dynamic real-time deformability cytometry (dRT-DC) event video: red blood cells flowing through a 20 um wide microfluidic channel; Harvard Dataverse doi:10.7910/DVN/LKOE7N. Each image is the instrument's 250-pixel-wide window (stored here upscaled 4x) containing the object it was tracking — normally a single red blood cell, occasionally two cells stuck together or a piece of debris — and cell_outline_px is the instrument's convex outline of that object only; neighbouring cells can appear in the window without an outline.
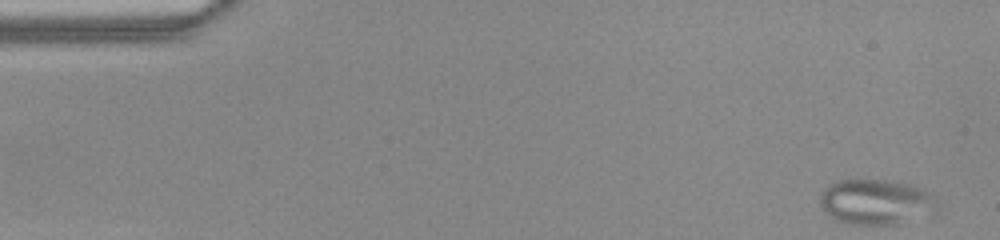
{"species": "common noctule bat (a hibernating species)", "species_latin": "Nyctalus noctula", "temperature_condition": "warm", "stored_images_in_passage": 49, "camera_frame_rate_fps": 3000, "um_per_image_px": 0.085, "animal": {"sex": "female", "body_mass_g": 22.0, "forearm_length_mm": 56.7}, "frame": {"image": 1, "passage_image": 1, "time_ms": 0.0, "image_size_px": [1000, 240], "cell_outline_px": [[940, 204], [936, 212], [896, 224], [852, 224], [832, 220], [820, 208], [820, 192], [828, 184], [836, 180], [888, 180], [908, 184], [924, 188], [932, 192], [936, 196]], "centroid_in_image_um": [74.47, 17.16], "position_along_channel_um": 10.5, "area_um2": 31.67}}
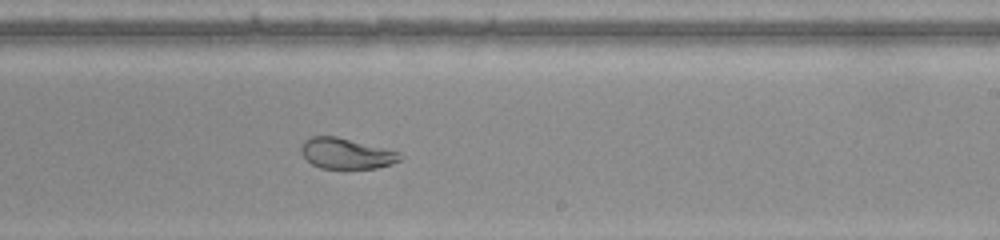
{"frame": {"image": 2, "passage_image": 29, "time_ms": 9.333, "image_size_px": [1000, 240], "cell_outline_px": [[404, 156], [400, 160], [392, 164], [376, 168], [320, 168], [312, 164], [300, 152], [300, 148], [304, 140], [312, 136], [336, 136], [400, 152]], "centroid_in_image_um": [29.44, 13.04], "position_along_channel_um": 259.6, "area_um2": 17.63}}
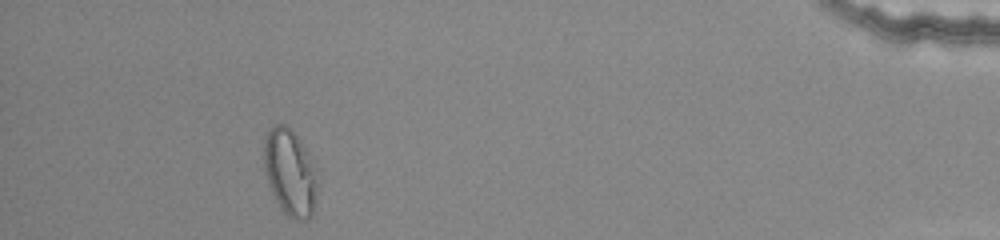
{"frame": {"image": 3, "passage_image": 45, "time_ms": 14.667, "image_size_px": [1000, 240], "cell_outline_px": [[316, 200], [312, 216], [308, 220], [292, 220], [280, 208], [268, 184], [264, 168], [264, 136], [276, 124], [284, 124], [300, 140], [304, 148], [312, 168], [316, 184]], "centroid_in_image_um": [24.61, 14.72], "position_along_channel_um": 410.6, "area_um2": 26.3}}